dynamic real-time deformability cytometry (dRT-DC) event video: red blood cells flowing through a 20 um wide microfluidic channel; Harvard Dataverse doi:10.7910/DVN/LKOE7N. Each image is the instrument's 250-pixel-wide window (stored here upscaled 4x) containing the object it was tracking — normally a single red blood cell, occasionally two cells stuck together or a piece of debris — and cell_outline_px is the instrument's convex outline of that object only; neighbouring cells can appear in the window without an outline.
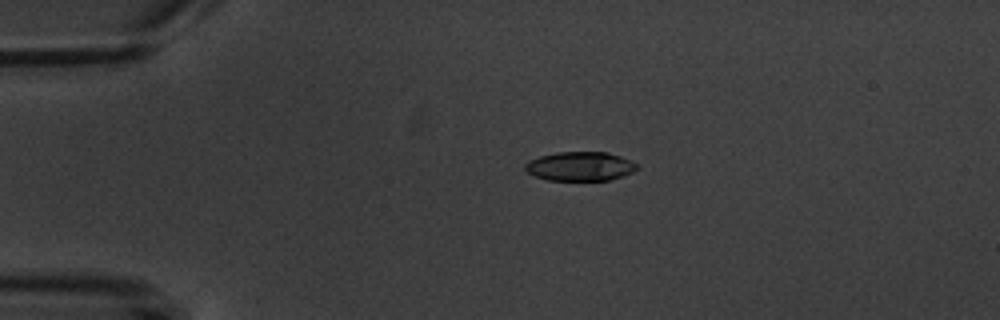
{"species": "common noctule bat (a hibernating species)", "species_latin": "Nyctalus noctula", "temperature_condition": "warm", "stored_images_in_passage": 5, "camera_frame_rate_fps": 3000, "um_per_image_px": 0.085, "animal": {"sex": "male", "body_mass_g": 20.1, "forearm_length_mm": 53.5}, "frame": {"image": 1, "passage_image": 4, "time_ms": 3.333, "image_size_px": [1000, 320], "cell_outline_px": [[636, 168], [632, 172], [624, 176], [608, 180], [548, 180], [536, 176], [528, 172], [524, 168], [524, 164], [528, 160], [540, 156], [556, 152], [608, 152], [620, 156], [636, 164]], "centroid_in_image_um": [49.27, 14.13], "position_along_channel_um": 35.7, "area_um2": 18.84}}